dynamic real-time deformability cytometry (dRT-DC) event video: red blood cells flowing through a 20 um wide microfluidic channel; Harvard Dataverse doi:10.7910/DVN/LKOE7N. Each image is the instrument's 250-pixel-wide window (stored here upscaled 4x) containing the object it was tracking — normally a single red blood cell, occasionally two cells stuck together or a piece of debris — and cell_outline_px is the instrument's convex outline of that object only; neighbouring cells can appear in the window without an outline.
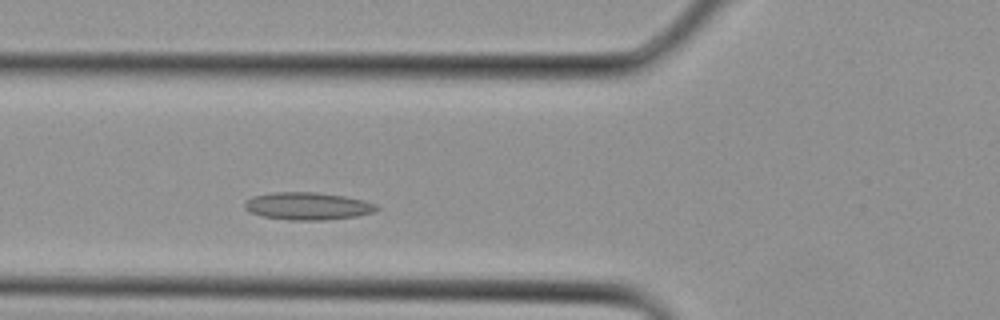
{"species": "Egyptian fruit bat (a non-hibernating species)", "species_latin": "Rousettus aegyptiacus", "temperature_condition": "cold", "stored_images_in_passage": 6, "camera_frame_rate_fps": 3000, "um_per_image_px": 0.085, "animal": {"sex": "female"}, "frame": {"image": 1, "passage_image": 6, "time_ms": 1.667, "image_size_px": [1000, 320], "cell_outline_px": [[380, 208], [372, 212], [356, 216], [324, 220], [292, 220], [260, 216], [248, 212], [244, 208], [244, 204], [252, 196], [272, 192], [316, 192], [344, 196], [364, 200], [376, 204]], "centroid_in_image_um": [26.12, 17.51], "position_along_channel_um": 99.7, "area_um2": 21.21}}